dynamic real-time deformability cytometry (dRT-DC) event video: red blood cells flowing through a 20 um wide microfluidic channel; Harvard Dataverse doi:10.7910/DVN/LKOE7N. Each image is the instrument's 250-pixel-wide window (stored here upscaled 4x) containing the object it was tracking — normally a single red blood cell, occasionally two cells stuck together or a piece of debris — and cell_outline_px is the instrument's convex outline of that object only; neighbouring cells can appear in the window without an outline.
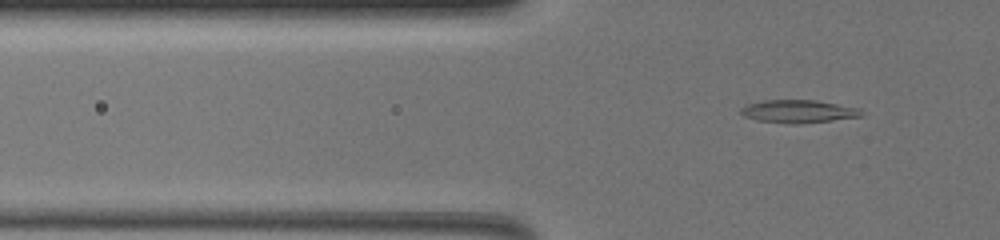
{"species": "common noctule bat (a hibernating species)", "species_latin": "Nyctalus noctula", "temperature_condition": "warm", "stored_images_in_passage": 53, "camera_frame_rate_fps": 3000, "um_per_image_px": 0.085, "animal": {"sex": "female", "body_mass_g": 19.5, "forearm_length_mm": 54.1}, "frame": {"image": 1, "passage_image": 10, "time_ms": 3.0, "image_size_px": [1000, 240], "cell_outline_px": [[864, 116], [832, 120], [796, 124], [788, 124], [756, 120], [744, 116], [740, 112], [740, 108], [748, 104], [764, 100], [816, 100], [860, 108]], "centroid_in_image_um": [67.86, 9.47], "position_along_channel_um": 57.9, "area_um2": 16.13}}
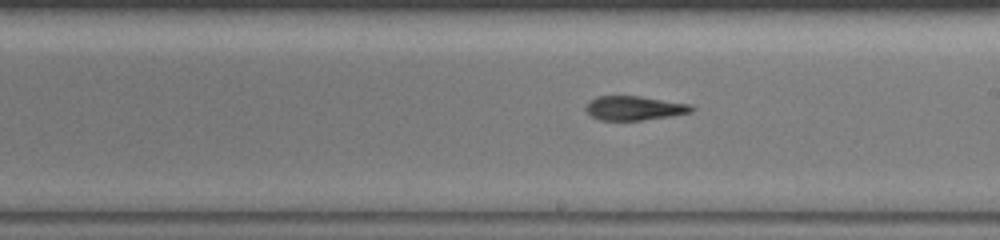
{"frame": {"image": 2, "passage_image": 28, "time_ms": 9.0, "image_size_px": [1000, 240], "cell_outline_px": [[696, 108], [692, 112], [668, 116], [640, 120], [600, 120], [592, 116], [584, 108], [596, 96], [640, 96], [688, 104]], "centroid_in_image_um": [53.91, 9.18], "position_along_channel_um": 235.1, "area_um2": 14.62}}
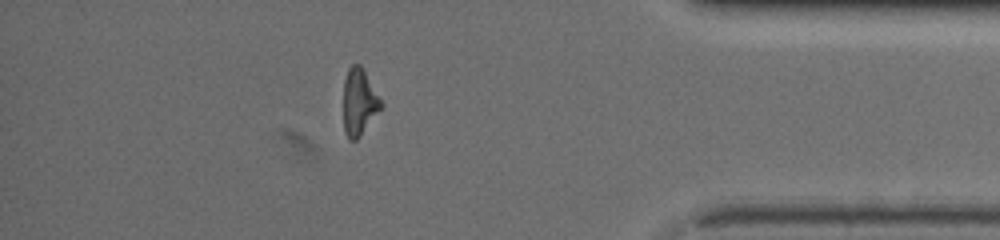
{"frame": {"image": 3, "passage_image": 46, "time_ms": 15.0, "image_size_px": [1000, 240], "cell_outline_px": [[384, 104], [360, 136], [356, 140], [348, 140], [344, 132], [344, 80], [348, 68], [352, 64], [360, 64]], "centroid_in_image_um": [30.52, 8.68], "position_along_channel_um": 404.7, "area_um2": 14.51}, "authors_computed_cell_mechanics": {"area_um2": 15.317, "velocity_mm_per_s": 3.2667, "shape_relaxation_time_tau1_ms": 7.2431, "shape_relaxation_time_tau2_ms": 3.0656, "deformation_change_tau1": 0.2424, "deformation_change_tau2": 0.0918}}